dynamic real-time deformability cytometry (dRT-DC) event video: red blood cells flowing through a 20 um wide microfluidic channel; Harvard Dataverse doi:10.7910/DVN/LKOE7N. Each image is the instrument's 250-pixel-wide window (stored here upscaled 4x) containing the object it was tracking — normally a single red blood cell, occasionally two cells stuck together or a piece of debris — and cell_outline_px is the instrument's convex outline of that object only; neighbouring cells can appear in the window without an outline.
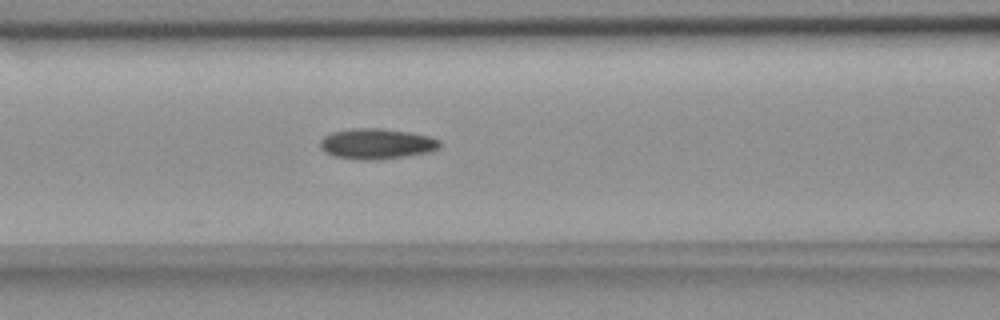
{"species": "common noctule bat (a hibernating species)", "species_latin": "Nyctalus noctula", "temperature_condition": "room temperature", "stored_images_in_passage": 21, "camera_frame_rate_fps": 3000, "um_per_image_px": 0.085, "animal": {"sex": "female", "body_mass_g": 18.4}, "frame": {"image": 1, "passage_image": 13, "time_ms": 4.0, "image_size_px": [1000, 320], "cell_outline_px": [[440, 148], [432, 152], [376, 160], [372, 160], [336, 156], [328, 152], [320, 144], [320, 140], [324, 136], [332, 132], [352, 128], [384, 128], [408, 132], [428, 136], [440, 140]], "centroid_in_image_um": [32.08, 12.2], "position_along_channel_um": 134.5, "area_um2": 20.98}}
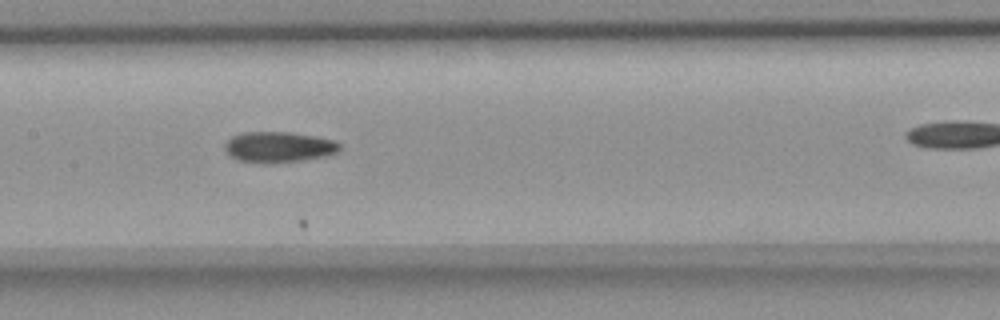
{"frame": {"image": 2, "passage_image": 17, "time_ms": 5.333, "image_size_px": [1000, 320], "cell_outline_px": [[340, 148], [336, 152], [324, 156], [300, 160], [268, 164], [264, 164], [240, 160], [232, 156], [224, 148], [224, 144], [232, 136], [244, 132], [292, 132], [316, 136], [336, 140], [340, 144]], "centroid_in_image_um": [23.7, 12.49], "position_along_channel_um": 183.7, "area_um2": 20.52}}
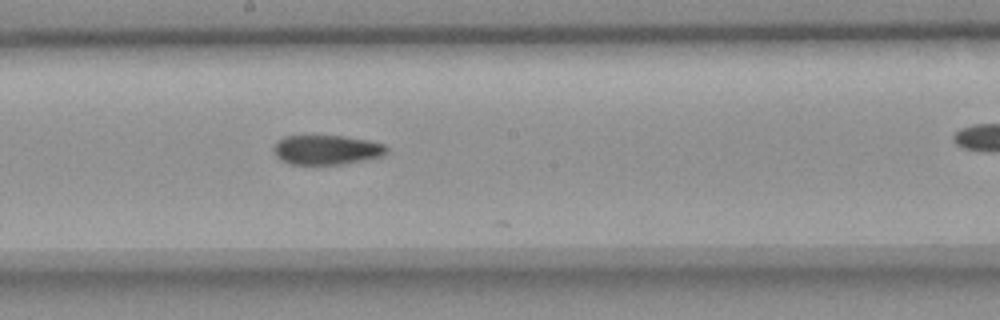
{"frame": {"image": 3, "passage_image": 20, "time_ms": 6.333, "image_size_px": [1000, 320], "cell_outline_px": [[388, 152], [380, 156], [364, 160], [344, 164], [288, 164], [280, 160], [276, 156], [272, 148], [284, 136], [344, 136], [368, 140], [384, 144], [388, 148]], "centroid_in_image_um": [27.76, 12.74], "position_along_channel_um": 220.4, "area_um2": 19.42}}